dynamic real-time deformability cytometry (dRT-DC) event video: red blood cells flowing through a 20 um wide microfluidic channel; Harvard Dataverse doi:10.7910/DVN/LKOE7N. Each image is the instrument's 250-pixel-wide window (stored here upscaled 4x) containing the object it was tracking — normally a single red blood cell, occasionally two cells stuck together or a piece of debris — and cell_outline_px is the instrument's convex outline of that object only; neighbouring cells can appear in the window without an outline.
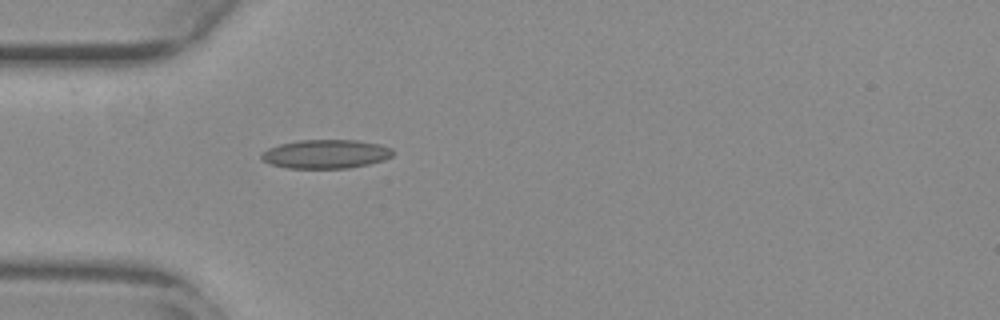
{"species": "common noctule bat (a hibernating species)", "species_latin": "Nyctalus noctula", "temperature_condition": "warm", "stored_images_in_passage": 39, "camera_frame_rate_fps": 3000, "um_per_image_px": 0.085, "animal": {"sex": "female", "body_mass_g": 29.2, "forearm_length_mm": 56.3}, "frame": {"image": 1, "passage_image": 1, "time_ms": 0.0, "image_size_px": [1000, 320], "cell_outline_px": [[392, 156], [384, 160], [368, 164], [348, 168], [288, 168], [272, 164], [260, 160], [260, 156], [268, 148], [280, 144], [296, 140], [356, 140], [380, 144], [392, 148]], "centroid_in_image_um": [27.69, 13.09], "position_along_channel_um": 57.3, "area_um2": 22.08}}
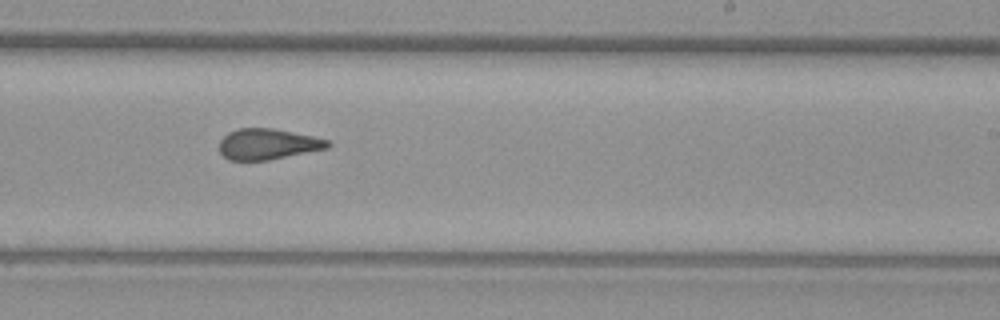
{"frame": {"image": 2, "passage_image": 18, "time_ms": 5.667, "image_size_px": [1000, 320], "cell_outline_px": [[332, 144], [328, 148], [268, 160], [228, 160], [220, 152], [220, 140], [228, 132], [236, 128], [272, 128], [312, 136], [328, 140]], "centroid_in_image_um": [22.75, 12.24], "position_along_channel_um": 266.3, "area_um2": 19.36}}
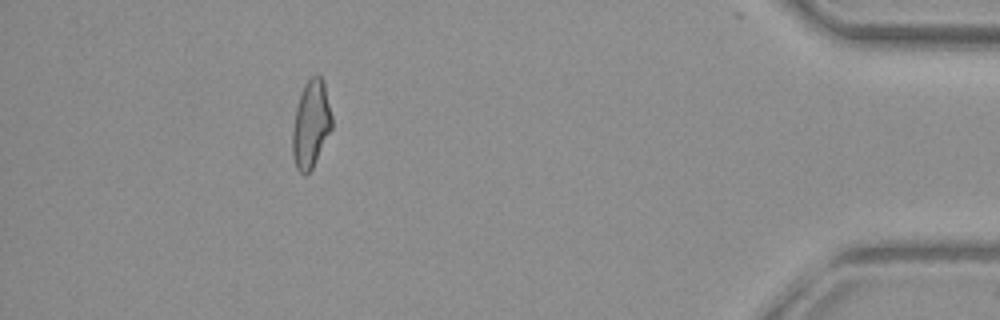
{"frame": {"image": 3, "passage_image": 34, "time_ms": 11.0, "image_size_px": [1000, 320], "cell_outline_px": [[332, 128], [312, 168], [304, 176], [296, 168], [292, 152], [292, 132], [296, 108], [300, 92], [304, 84], [316, 72], [324, 80], [332, 116]], "centroid_in_image_um": [26.43, 10.51], "position_along_channel_um": 408.8, "area_um2": 20.17}, "authors_computed_cell_mechanics": {"area_um2": 20.4034, "velocity_mm_per_s": 3.7644, "shape_relaxation_time_tau1_ms": null, "shape_relaxation_time_tau2_ms": 1.611, "deformation_change_tau1": null, "deformation_change_tau2": 0.0922}}